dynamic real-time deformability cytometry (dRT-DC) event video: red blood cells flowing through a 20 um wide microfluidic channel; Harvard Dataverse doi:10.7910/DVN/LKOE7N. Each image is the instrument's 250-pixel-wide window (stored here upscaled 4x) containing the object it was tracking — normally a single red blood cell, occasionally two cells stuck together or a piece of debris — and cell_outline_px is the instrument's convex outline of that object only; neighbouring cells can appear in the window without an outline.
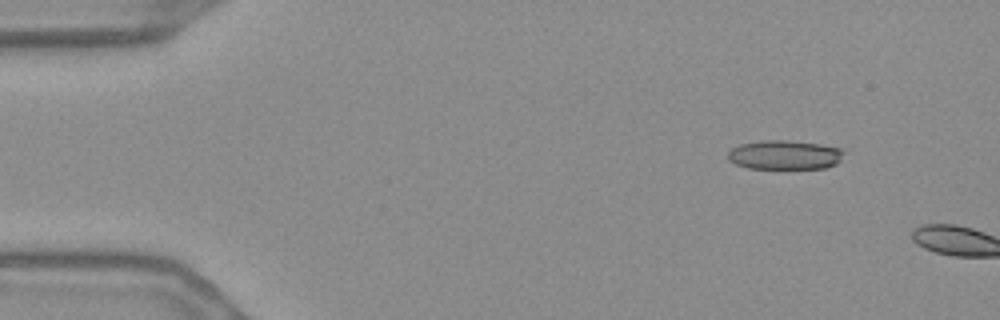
{"species": "Egyptian fruit bat (a non-hibernating species)", "species_latin": "Rousettus aegyptiacus", "temperature_condition": "warm", "stored_images_in_passage": 4, "camera_frame_rate_fps": 3000, "um_per_image_px": 0.085, "frame": {"image": 1, "passage_image": 1, "time_ms": 0.0, "image_size_px": [1000, 320], "cell_outline_px": [[844, 152], [840, 160], [836, 164], [824, 168], [748, 168], [736, 164], [728, 160], [728, 152], [732, 148], [740, 144], [764, 140], [788, 140], [820, 144], [840, 148]], "centroid_in_image_um": [66.68, 13.16], "position_along_channel_um": 18.3, "area_um2": 19.65}}